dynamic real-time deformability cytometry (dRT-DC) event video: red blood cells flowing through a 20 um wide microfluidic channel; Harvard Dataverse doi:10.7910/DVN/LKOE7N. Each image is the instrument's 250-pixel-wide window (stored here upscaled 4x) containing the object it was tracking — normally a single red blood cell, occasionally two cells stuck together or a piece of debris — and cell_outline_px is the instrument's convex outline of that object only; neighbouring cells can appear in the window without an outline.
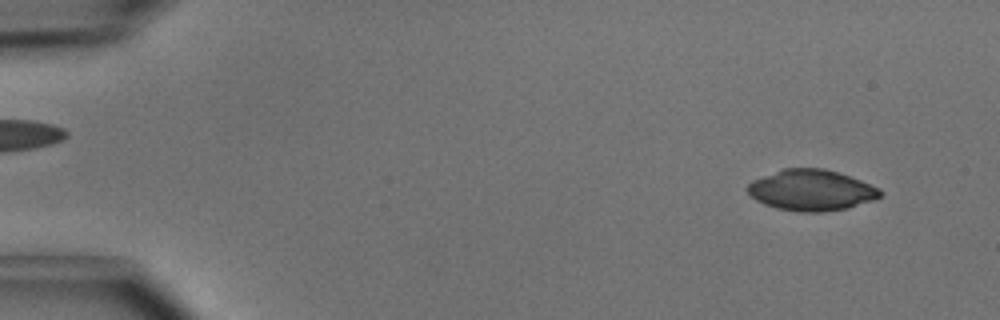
{"species": "common noctule bat (a hibernating species)", "species_latin": "Nyctalus noctula", "temperature_condition": "cold", "stored_images_in_passage": 12, "camera_frame_rate_fps": 3000, "um_per_image_px": 0.085, "animal": {"sex": "male", "body_mass_g": 15.6}, "frame": {"image": 1, "passage_image": 3, "time_ms": 0.667, "image_size_px": [1000, 320], "cell_outline_px": [[884, 192], [880, 196], [872, 200], [848, 208], [820, 212], [800, 212], [776, 208], [764, 204], [756, 200], [748, 192], [748, 184], [752, 180], [784, 168], [824, 168], [860, 180], [880, 188]], "centroid_in_image_um": [68.96, 16.17], "position_along_channel_um": 16.0, "area_um2": 31.44}}